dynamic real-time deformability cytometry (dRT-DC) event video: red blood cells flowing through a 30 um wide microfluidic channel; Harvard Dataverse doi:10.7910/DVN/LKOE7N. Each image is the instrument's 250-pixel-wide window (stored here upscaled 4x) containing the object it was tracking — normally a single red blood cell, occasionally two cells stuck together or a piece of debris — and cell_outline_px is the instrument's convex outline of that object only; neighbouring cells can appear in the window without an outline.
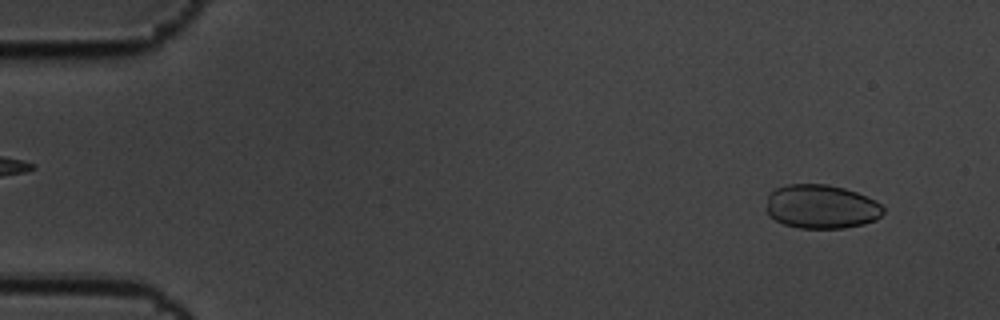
{"species": "common noctule bat (a hibernating species)", "species_latin": "Nyctalus noctula", "temperature_condition": "cold", "stored_images_in_passage": 58, "camera_frame_rate_fps": 3000, "um_per_image_px": 0.085, "animal": {"sex": "male", "body_mass_g": 19.5, "forearm_length_mm": 54.6}, "frame": {"image": 1, "passage_image": 4, "time_ms": 1.0, "image_size_px": [1000, 320], "cell_outline_px": [[884, 212], [876, 220], [864, 224], [844, 228], [800, 228], [784, 224], [768, 216], [764, 208], [768, 196], [776, 188], [788, 184], [828, 184], [844, 188], [856, 192], [876, 200], [884, 208]], "centroid_in_image_um": [69.79, 17.57], "position_along_channel_um": 15.2, "area_um2": 30.23}}
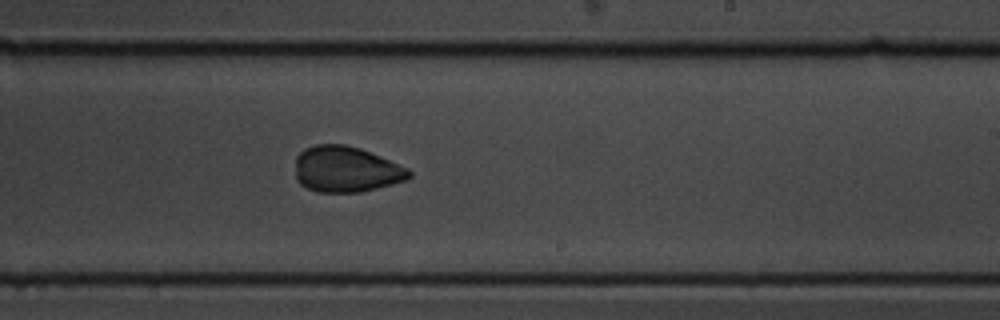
{"frame": {"image": 2, "passage_image": 35, "time_ms": 11.333, "image_size_px": [1000, 320], "cell_outline_px": [[412, 176], [408, 180], [360, 192], [316, 192], [300, 184], [296, 180], [296, 156], [304, 148], [316, 144], [344, 144], [360, 148], [408, 168], [412, 172]], "centroid_in_image_um": [29.41, 14.39], "position_along_channel_um": 259.6, "area_um2": 30.52}}
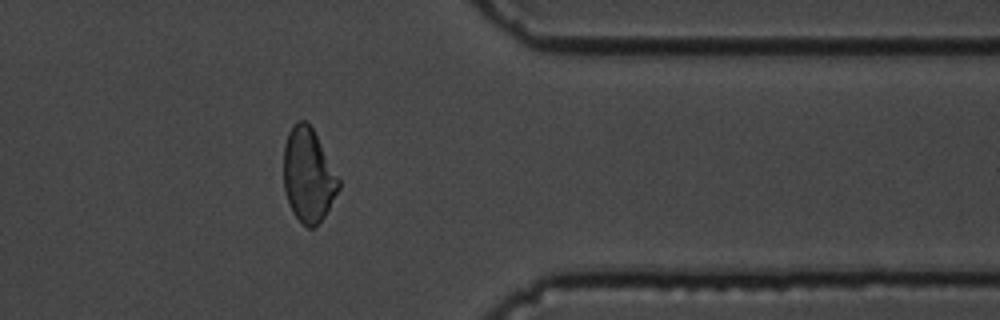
{"frame": {"image": 3, "passage_image": 47, "time_ms": 15.333, "image_size_px": [1000, 320], "cell_outline_px": [[340, 188], [324, 216], [316, 228], [308, 228], [292, 212], [288, 204], [284, 192], [284, 144], [288, 132], [300, 120], [304, 120], [312, 128], [340, 180]], "centroid_in_image_um": [26.19, 14.94], "position_along_channel_um": 385.2, "area_um2": 29.82}}